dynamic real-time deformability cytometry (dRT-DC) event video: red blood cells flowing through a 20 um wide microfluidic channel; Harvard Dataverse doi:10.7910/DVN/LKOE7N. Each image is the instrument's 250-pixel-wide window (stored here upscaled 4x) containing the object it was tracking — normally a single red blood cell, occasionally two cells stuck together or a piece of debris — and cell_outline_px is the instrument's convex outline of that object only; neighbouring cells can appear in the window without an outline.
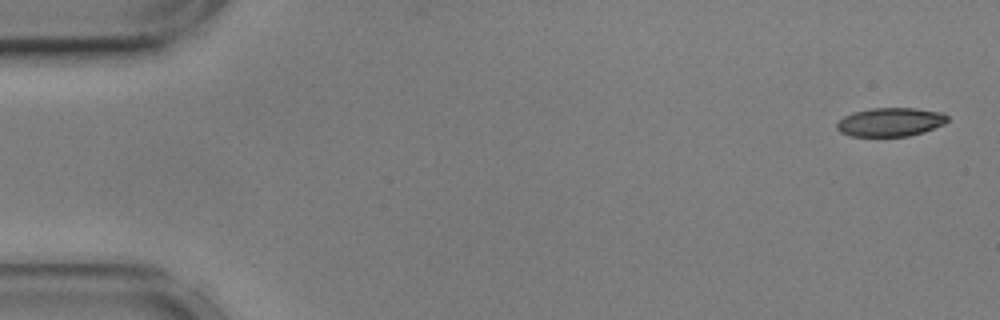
{"species": "common noctule bat (a hibernating species)", "species_latin": "Nyctalus noctula", "temperature_condition": "cold", "stored_images_in_passage": 27, "camera_frame_rate_fps": 3000, "um_per_image_px": 0.085, "animal": {"sex": "male", "body_mass_g": 17.9, "forearm_length_mm": 54.2}, "frame": {"image": 1, "passage_image": 1, "time_ms": 0.0, "image_size_px": [1000, 320], "cell_outline_px": [[948, 120], [944, 124], [924, 132], [908, 136], [848, 136], [840, 132], [836, 128], [836, 124], [844, 116], [852, 112], [872, 108], [916, 108], [944, 112], [948, 116]], "centroid_in_image_um": [75.69, 10.37], "position_along_channel_um": 9.3, "area_um2": 18.67}}
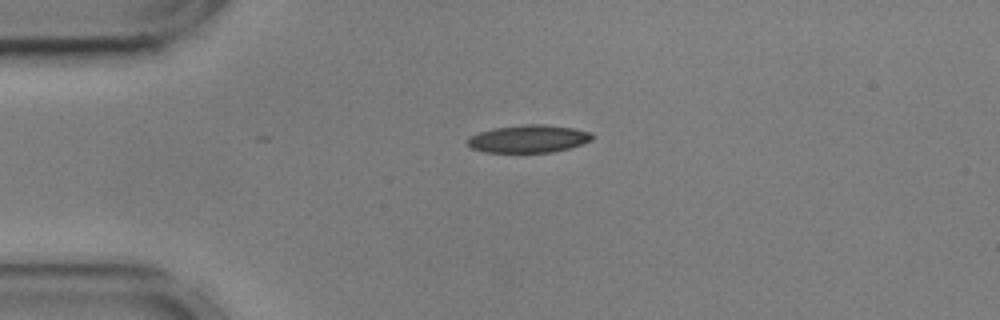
{"frame": {"image": 2, "passage_image": 12, "time_ms": 3.667, "image_size_px": [1000, 320], "cell_outline_px": [[596, 136], [592, 140], [568, 148], [552, 152], [484, 152], [468, 148], [468, 136], [480, 132], [496, 128], [524, 124], [544, 124], [572, 128], [592, 132]], "centroid_in_image_um": [44.92, 11.8], "position_along_channel_um": 40.1, "area_um2": 20.11}}
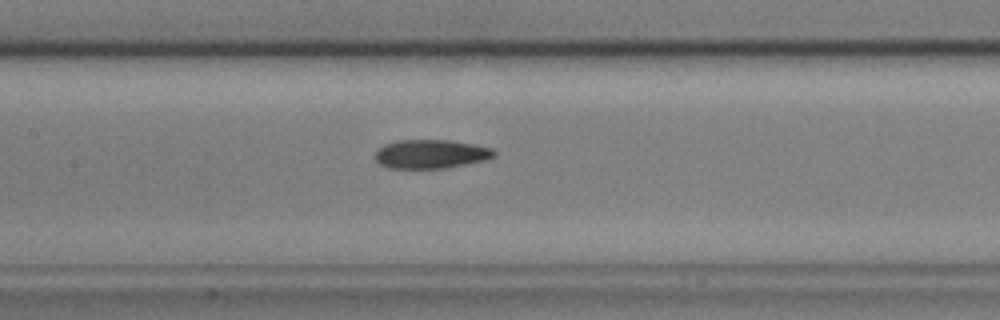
{"frame": {"image": 3, "passage_image": 25, "time_ms": 8.0, "image_size_px": [1000, 320], "cell_outline_px": [[496, 156], [484, 160], [444, 168], [388, 168], [380, 164], [376, 160], [376, 152], [384, 144], [396, 140], [448, 140], [472, 144], [492, 148], [496, 152]], "centroid_in_image_um": [36.61, 13.09], "position_along_channel_um": 170.8, "area_um2": 19.83}}